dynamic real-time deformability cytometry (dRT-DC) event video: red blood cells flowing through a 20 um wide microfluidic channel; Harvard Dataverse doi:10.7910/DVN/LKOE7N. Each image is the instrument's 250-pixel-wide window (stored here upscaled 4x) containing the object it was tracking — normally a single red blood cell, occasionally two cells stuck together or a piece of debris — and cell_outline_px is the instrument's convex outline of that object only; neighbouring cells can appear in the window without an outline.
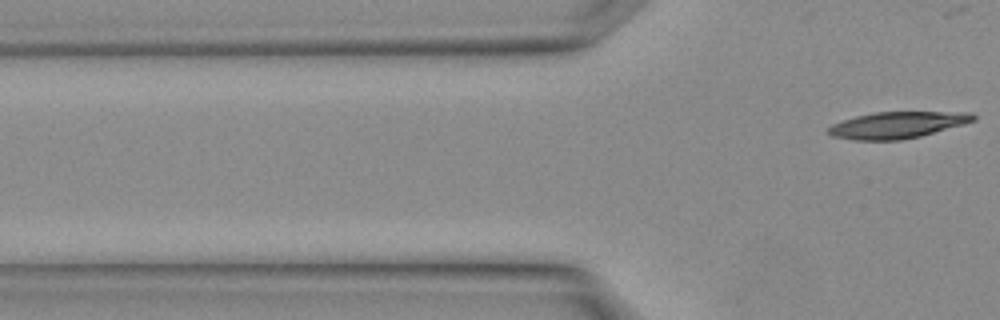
{"species": "Egyptian fruit bat (a non-hibernating species)", "species_latin": "Rousettus aegyptiacus", "temperature_condition": "warm", "stored_images_in_passage": 3, "camera_frame_rate_fps": 3000, "um_per_image_px": 0.085, "animal": {"sex": "female"}, "frame": {"image": 1, "passage_image": 3, "time_ms": 0.667, "image_size_px": [1000, 320], "cell_outline_px": [[976, 120], [964, 124], [920, 136], [900, 140], [852, 140], [832, 136], [824, 132], [832, 124], [856, 116], [876, 112], [972, 112], [976, 116]], "centroid_in_image_um": [76.26, 10.63], "position_along_channel_um": 49.5, "area_um2": 22.43}}